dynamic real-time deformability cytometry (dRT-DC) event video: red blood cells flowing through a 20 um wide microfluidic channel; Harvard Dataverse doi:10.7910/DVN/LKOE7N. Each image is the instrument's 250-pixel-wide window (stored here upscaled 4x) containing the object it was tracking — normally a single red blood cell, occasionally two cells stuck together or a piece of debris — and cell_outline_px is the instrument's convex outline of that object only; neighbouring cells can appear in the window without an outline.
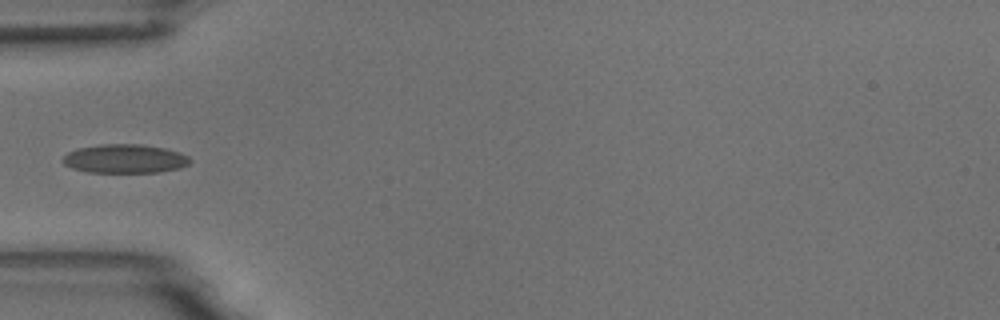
{"species": "common noctule bat (a hibernating species)", "species_latin": "Nyctalus noctula", "temperature_condition": "room temperature", "stored_images_in_passage": 1, "camera_frame_rate_fps": 3000, "um_per_image_px": 0.085, "animal": {"sex": "male", "body_mass_g": 18.8}, "frame": {"image": 1, "passage_image": 1, "time_ms": 0.0, "image_size_px": [1000, 320], "cell_outline_px": [[192, 160], [188, 164], [180, 168], [160, 172], [88, 172], [72, 168], [64, 164], [60, 160], [68, 152], [80, 148], [100, 144], [140, 144], [164, 148], [180, 152], [188, 156]], "centroid_in_image_um": [10.62, 13.49], "position_along_channel_um": 74.4, "area_um2": 21.39}}